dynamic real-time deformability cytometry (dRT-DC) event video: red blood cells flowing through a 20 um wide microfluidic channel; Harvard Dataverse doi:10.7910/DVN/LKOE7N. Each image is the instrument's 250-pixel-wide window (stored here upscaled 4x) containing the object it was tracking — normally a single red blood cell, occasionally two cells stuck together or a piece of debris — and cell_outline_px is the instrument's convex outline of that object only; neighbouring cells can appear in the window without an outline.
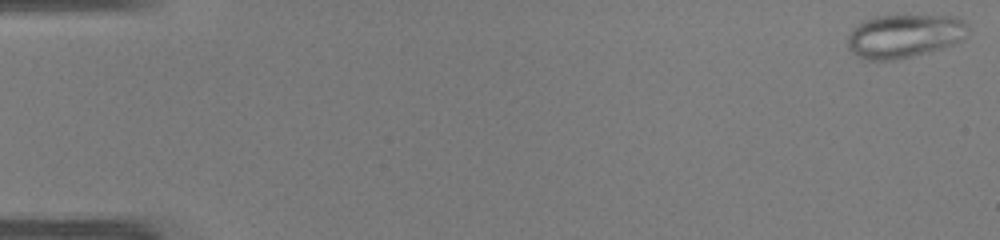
{"species": "common noctule bat (a hibernating species)", "species_latin": "Nyctalus noctula", "temperature_condition": "warm", "stored_images_in_passage": 47, "camera_frame_rate_fps": 3000, "um_per_image_px": 0.085, "animal": {"sex": "male", "body_mass_g": 19.0, "forearm_length_mm": 50.8}, "frame": {"image": 1, "passage_image": 1, "time_ms": 0.0, "image_size_px": [1000, 240], "cell_outline_px": [[968, 28], [964, 36], [960, 40], [952, 44], [940, 48], [912, 56], [896, 60], [868, 60], [852, 52], [848, 48], [848, 36], [852, 28], [864, 20], [876, 16], [956, 16], [964, 20]], "centroid_in_image_um": [76.84, 3.05], "position_along_channel_um": 8.2, "area_um2": 30.17}}
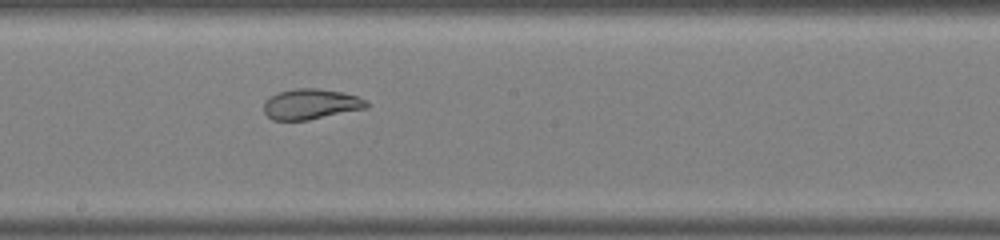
{"frame": {"image": 2, "passage_image": 27, "time_ms": 8.667, "image_size_px": [1000, 240], "cell_outline_px": [[368, 108], [308, 120], [272, 120], [264, 112], [264, 100], [280, 92], [296, 88], [316, 88], [344, 92], [368, 100]], "centroid_in_image_um": [26.45, 8.85], "position_along_channel_um": 221.8, "area_um2": 18.26}}
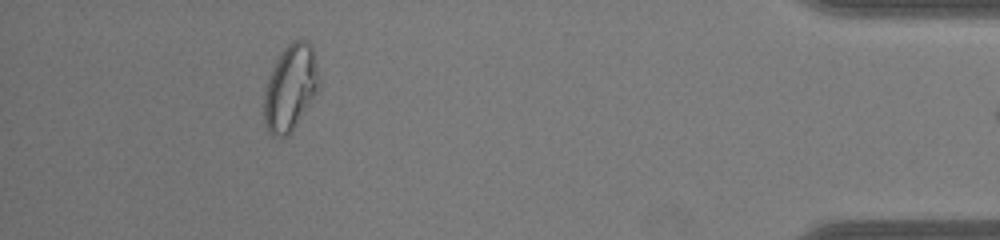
{"frame": {"image": 3, "passage_image": 44, "time_ms": 14.333, "image_size_px": [1000, 240], "cell_outline_px": [[320, 88], [288, 136], [272, 136], [268, 132], [264, 120], [264, 88], [272, 68], [280, 52], [292, 40], [308, 40], [312, 44], [320, 80]], "centroid_in_image_um": [24.69, 7.43], "position_along_channel_um": 410.5, "area_um2": 27.74}, "authors_computed_cell_mechanics": {"area_um2": 25.4898, "velocity_mm_per_s": 4.2452, "shape_relaxation_time_tau1_ms": null, "shape_relaxation_time_tau2_ms": 0.7475, "deformation_change_tau1": null, "deformation_change_tau2": 0.0572}}